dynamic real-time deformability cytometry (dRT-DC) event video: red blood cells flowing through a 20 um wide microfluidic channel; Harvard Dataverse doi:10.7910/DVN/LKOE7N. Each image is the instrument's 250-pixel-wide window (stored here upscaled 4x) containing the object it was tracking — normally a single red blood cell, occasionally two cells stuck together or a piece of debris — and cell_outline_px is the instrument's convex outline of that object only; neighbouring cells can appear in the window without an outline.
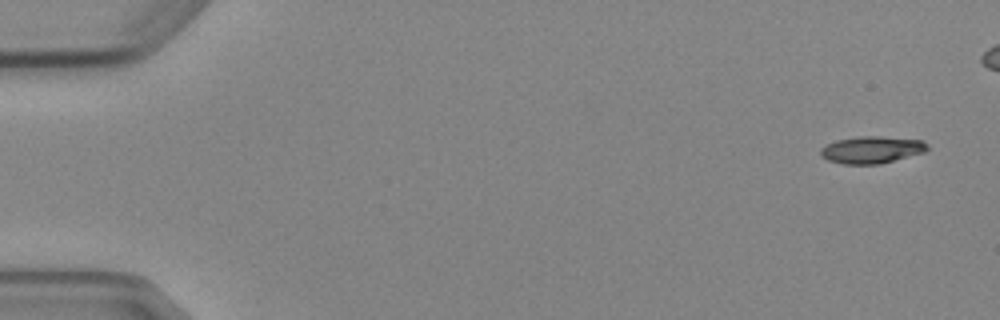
{"species": "Egyptian fruit bat (a non-hibernating species)", "species_latin": "Rousettus aegyptiacus", "temperature_condition": "cold", "stored_images_in_passage": 6, "camera_frame_rate_fps": 3000, "um_per_image_px": 0.085, "animal": {"sex": "female"}, "frame": {"image": 1, "passage_image": 1, "time_ms": 0.0, "image_size_px": [1000, 320], "cell_outline_px": [[928, 148], [924, 152], [880, 164], [844, 164], [828, 160], [820, 156], [820, 148], [836, 140], [860, 136], [880, 136], [924, 140], [928, 144]], "centroid_in_image_um": [74.09, 12.72], "position_along_channel_um": 10.9, "area_um2": 16.88}}